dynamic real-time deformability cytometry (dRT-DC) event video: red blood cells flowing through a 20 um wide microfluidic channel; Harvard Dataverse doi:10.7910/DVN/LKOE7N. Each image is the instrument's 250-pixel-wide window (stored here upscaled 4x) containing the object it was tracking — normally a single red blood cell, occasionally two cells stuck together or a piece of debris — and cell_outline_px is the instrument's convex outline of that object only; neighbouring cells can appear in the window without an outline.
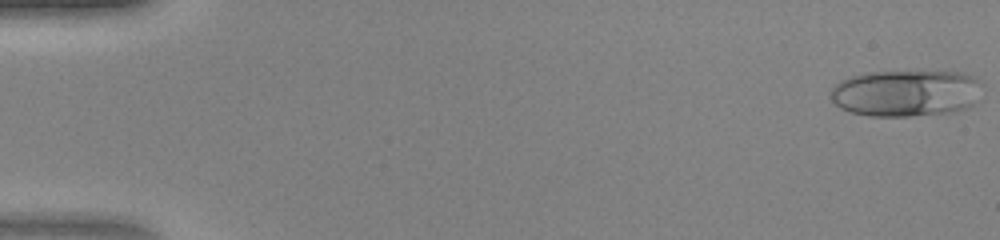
{"species": "human", "species_latin": "Homo sapiens", "temperature_condition": "warm", "stored_images_in_passage": 47, "camera_frame_rate_fps": 3000, "um_per_image_px": 0.085, "donor": {"sex": "female"}, "frame": {"image": 1, "passage_image": 1, "time_ms": 0.0, "image_size_px": [1000, 240], "cell_outline_px": [[984, 100], [968, 108], [948, 112], [908, 116], [868, 116], [852, 112], [840, 108], [828, 96], [828, 92], [840, 80], [864, 72], [960, 72], [972, 76], [984, 84]], "centroid_in_image_um": [77.09, 7.92], "position_along_channel_um": 7.9, "area_um2": 42.02}}
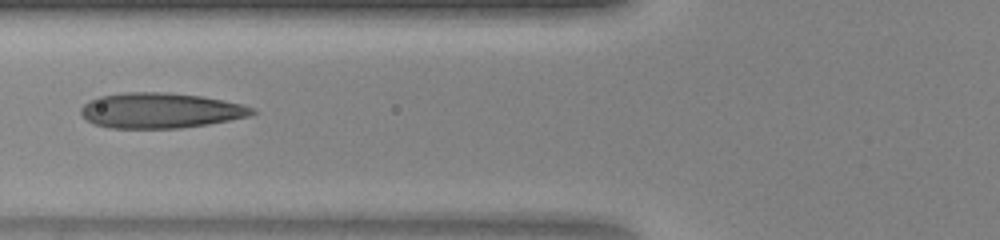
{"frame": {"image": 2, "passage_image": 19, "time_ms": 6.0, "image_size_px": [1000, 240], "cell_outline_px": [[256, 112], [252, 116], [208, 124], [180, 128], [108, 128], [92, 124], [80, 112], [80, 108], [88, 100], [100, 96], [124, 92], [168, 92], [200, 96], [244, 104], [256, 108]], "centroid_in_image_um": [13.65, 9.39], "position_along_channel_um": 112.2, "area_um2": 35.55}}
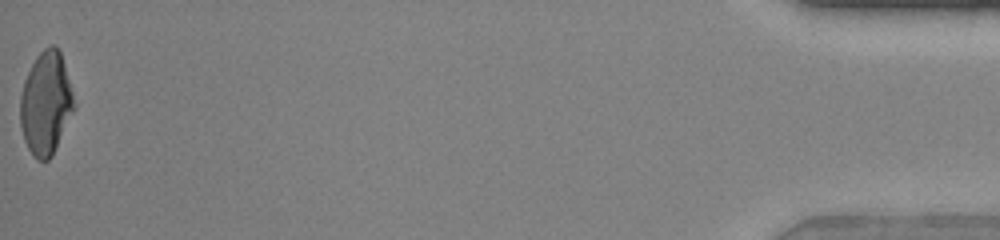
{"frame": {"image": 3, "passage_image": 47, "time_ms": 15.333, "image_size_px": [1000, 240], "cell_outline_px": [[76, 108], [52, 156], [48, 160], [36, 160], [28, 148], [24, 140], [20, 124], [20, 96], [24, 80], [36, 56], [48, 44], [56, 44], [60, 52], [64, 64], [76, 104]], "centroid_in_image_um": [3.91, 8.78], "position_along_channel_um": 431.3, "area_um2": 32.54}}